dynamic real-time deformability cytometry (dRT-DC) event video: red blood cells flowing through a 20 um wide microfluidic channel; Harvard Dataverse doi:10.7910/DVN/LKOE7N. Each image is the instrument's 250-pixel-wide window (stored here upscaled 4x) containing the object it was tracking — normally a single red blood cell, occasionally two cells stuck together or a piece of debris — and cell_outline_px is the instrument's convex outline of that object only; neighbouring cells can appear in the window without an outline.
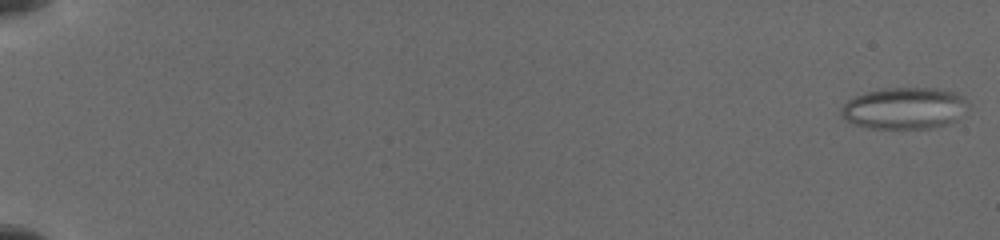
{"species": "common noctule bat (a hibernating species)", "species_latin": "Nyctalus noctula", "temperature_condition": "cold", "stored_images_in_passage": 10, "camera_frame_rate_fps": 3000, "um_per_image_px": 0.085, "animal": {"sex": "female", "body_mass_g": 19.5, "forearm_length_mm": 54.1}, "frame": {"image": 1, "passage_image": 1, "time_ms": 0.0, "image_size_px": [1000, 240], "cell_outline_px": [[960, 100], [956, 120], [944, 124], [928, 128], [868, 128], [856, 124], [848, 120], [840, 112], [840, 108], [848, 100], [856, 96], [868, 92], [888, 88], [928, 88], [952, 92]], "centroid_in_image_um": [76.68, 9.21], "position_along_channel_um": 8.3, "area_um2": 29.07}}
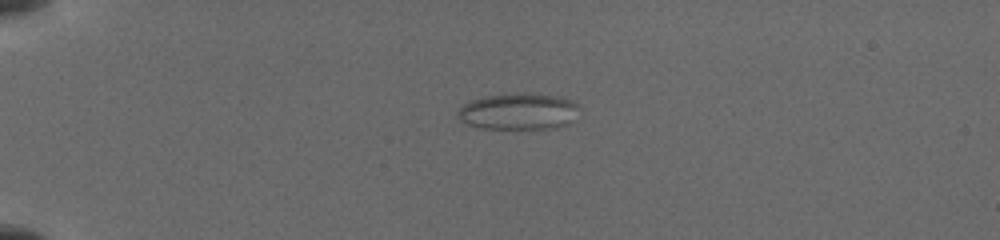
{"frame": {"image": 2, "passage_image": 5, "time_ms": 4.667, "image_size_px": [1000, 240], "cell_outline_px": [[576, 104], [564, 124], [556, 128], [480, 128], [468, 124], [460, 116], [460, 108], [464, 104], [472, 100], [488, 96], [556, 96], [568, 100]], "centroid_in_image_um": [43.96, 9.52], "position_along_channel_um": 41.0, "area_um2": 23.47}}
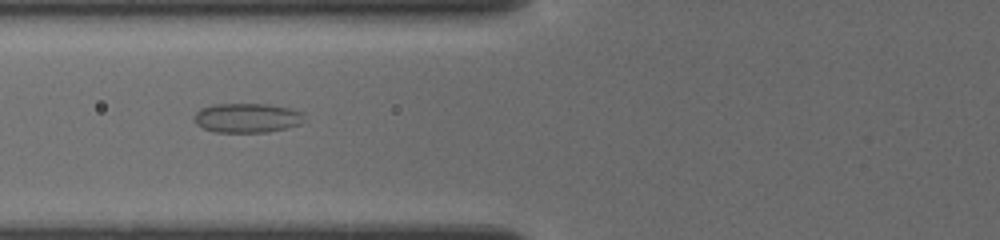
{"frame": {"image": 3, "passage_image": 9, "time_ms": 7.667, "image_size_px": [1000, 240], "cell_outline_px": [[300, 124], [268, 132], [216, 132], [204, 128], [196, 124], [196, 112], [200, 108], [216, 104], [264, 104], [288, 108], [300, 112]], "centroid_in_image_um": [20.93, 10.02], "position_along_channel_um": 104.9, "area_um2": 18.32}}